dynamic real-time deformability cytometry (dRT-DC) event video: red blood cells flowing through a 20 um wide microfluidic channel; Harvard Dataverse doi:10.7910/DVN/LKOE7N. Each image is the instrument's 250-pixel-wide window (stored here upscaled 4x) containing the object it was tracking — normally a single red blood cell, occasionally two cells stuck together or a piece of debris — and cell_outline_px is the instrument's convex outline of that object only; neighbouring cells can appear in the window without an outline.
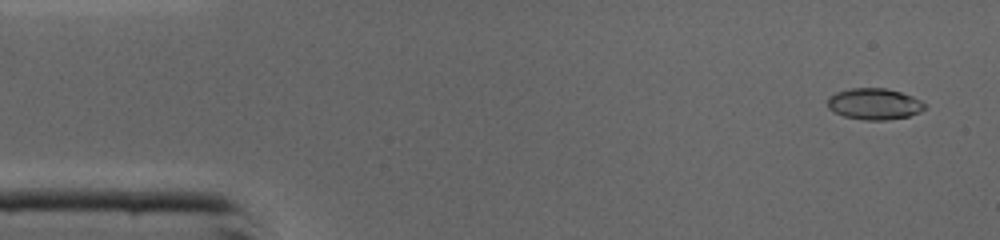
{"species": "common noctule bat (a hibernating species)", "species_latin": "Nyctalus noctula", "temperature_condition": "cold", "stored_images_in_passage": 45, "camera_frame_rate_fps": 3000, "um_per_image_px": 0.085, "animal": {"sex": "male", "body_mass_g": 19.0, "forearm_length_mm": 50.8}, "frame": {"image": 1, "passage_image": 2, "time_ms": 0.333, "image_size_px": [1000, 240], "cell_outline_px": [[928, 104], [920, 112], [908, 116], [884, 120], [864, 120], [844, 116], [828, 108], [828, 100], [836, 92], [852, 88], [884, 88], [900, 92], [912, 96]], "centroid_in_image_um": [74.34, 8.83], "position_along_channel_um": 10.7, "area_um2": 17.51}}
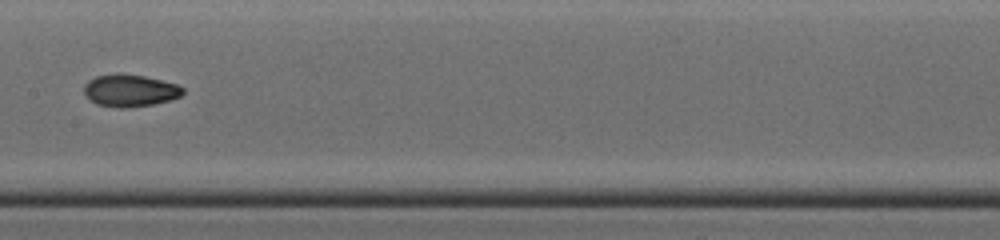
{"frame": {"image": 2, "passage_image": 22, "time_ms": 7.0, "image_size_px": [1000, 240], "cell_outline_px": [[184, 92], [180, 96], [172, 100], [152, 104], [120, 108], [96, 104], [84, 92], [84, 84], [88, 80], [96, 76], [144, 76], [176, 84], [184, 88]], "centroid_in_image_um": [11.08, 7.73], "position_along_channel_um": 196.3, "area_um2": 17.8}}
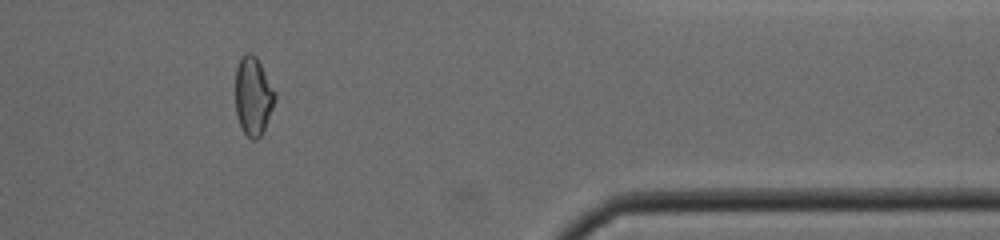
{"frame": {"image": 3, "passage_image": 37, "time_ms": 12.0, "image_size_px": [1000, 240], "cell_outline_px": [[276, 96], [272, 108], [264, 128], [260, 136], [256, 140], [252, 140], [244, 132], [240, 124], [236, 112], [236, 68], [240, 56], [248, 52], [252, 52], [256, 56], [276, 92]], "centroid_in_image_um": [21.51, 8.12], "position_along_channel_um": 389.9, "area_um2": 17.92}, "authors_computed_cell_mechanics": {"area_um2": 17.9758, "velocity_mm_per_s": 4.4048, "shape_relaxation_time_tau1_ms": 7.2056, "shape_relaxation_time_tau2_ms": 1.5893, "deformation_change_tau1": 0.2095, "deformation_change_tau2": 0.0596}}